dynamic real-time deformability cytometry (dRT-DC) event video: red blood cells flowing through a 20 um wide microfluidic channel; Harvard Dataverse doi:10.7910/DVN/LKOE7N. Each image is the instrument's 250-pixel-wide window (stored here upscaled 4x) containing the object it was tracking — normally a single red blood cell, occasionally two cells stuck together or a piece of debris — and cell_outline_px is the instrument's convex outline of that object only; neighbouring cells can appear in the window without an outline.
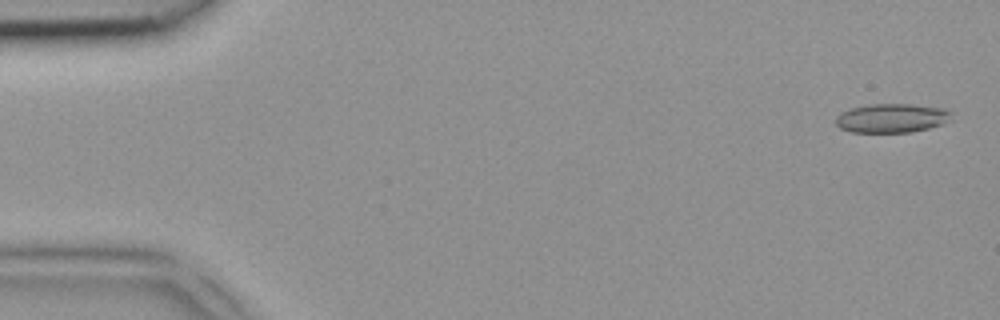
{"species": "common noctule bat (a hibernating species)", "species_latin": "Nyctalus noctula", "temperature_condition": "room temperature", "stored_images_in_passage": 3, "camera_frame_rate_fps": 3000, "um_per_image_px": 0.085, "animal": {"sex": "female", "body_mass_g": 18.4}, "frame": {"image": 1, "passage_image": 1, "time_ms": 0.0, "image_size_px": [1000, 320], "cell_outline_px": [[952, 120], [944, 124], [912, 132], [852, 132], [840, 128], [836, 124], [836, 116], [840, 112], [852, 108], [868, 104], [912, 104], [944, 108], [952, 112]], "centroid_in_image_um": [75.83, 10.03], "position_along_channel_um": 9.2, "area_um2": 19.77}}